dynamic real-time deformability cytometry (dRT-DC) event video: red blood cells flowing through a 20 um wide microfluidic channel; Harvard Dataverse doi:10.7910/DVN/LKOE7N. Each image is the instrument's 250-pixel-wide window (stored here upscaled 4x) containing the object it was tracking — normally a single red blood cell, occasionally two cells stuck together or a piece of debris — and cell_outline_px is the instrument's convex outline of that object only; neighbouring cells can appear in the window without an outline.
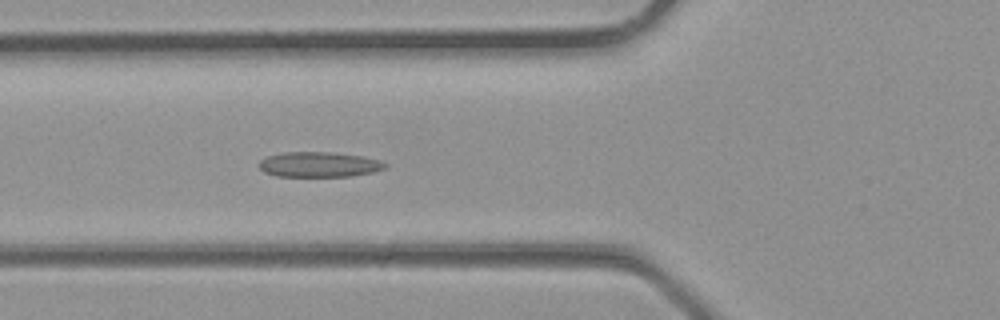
{"species": "common noctule bat (a hibernating species)", "species_latin": "Nyctalus noctula", "temperature_condition": "room temperature", "stored_images_in_passage": 32, "camera_frame_rate_fps": 3000, "um_per_image_px": 0.085, "animal": {"sex": "male", "body_mass_g": 23.1, "forearm_length_mm": 52.7}, "frame": {"image": 1, "passage_image": 11, "time_ms": 3.333, "image_size_px": [1000, 320], "cell_outline_px": [[388, 168], [372, 172], [352, 176], [276, 176], [264, 172], [260, 168], [260, 160], [264, 156], [280, 152], [332, 152], [364, 156], [380, 160], [388, 164]], "centroid_in_image_um": [27.13, 13.97], "position_along_channel_um": 98.7, "area_um2": 18.73}}
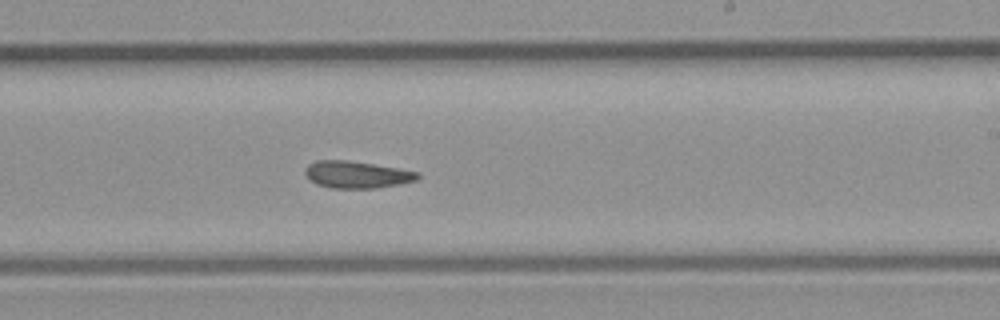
{"frame": {"image": 2, "passage_image": 19, "time_ms": 6.0, "image_size_px": [1000, 320], "cell_outline_px": [[420, 176], [416, 180], [376, 188], [332, 188], [316, 184], [304, 172], [304, 168], [308, 164], [316, 160], [348, 160], [400, 168], [420, 172]], "centroid_in_image_um": [30.32, 14.83], "position_along_channel_um": 258.7, "area_um2": 17.69}}
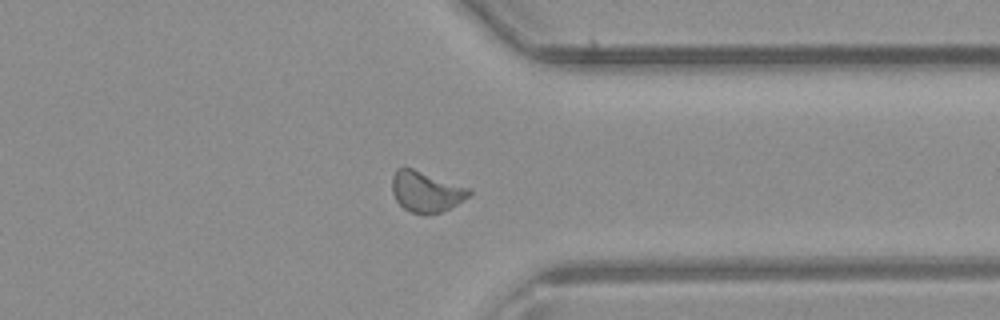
{"frame": {"image": 3, "passage_image": 25, "time_ms": 8.0, "image_size_px": [1000, 320], "cell_outline_px": [[472, 192], [468, 196], [456, 204], [440, 212], [424, 216], [412, 212], [404, 208], [396, 200], [392, 192], [392, 176], [396, 168], [412, 168], [472, 188]], "centroid_in_image_um": [36.21, 16.28], "position_along_channel_um": 375.2, "area_um2": 18.32}}